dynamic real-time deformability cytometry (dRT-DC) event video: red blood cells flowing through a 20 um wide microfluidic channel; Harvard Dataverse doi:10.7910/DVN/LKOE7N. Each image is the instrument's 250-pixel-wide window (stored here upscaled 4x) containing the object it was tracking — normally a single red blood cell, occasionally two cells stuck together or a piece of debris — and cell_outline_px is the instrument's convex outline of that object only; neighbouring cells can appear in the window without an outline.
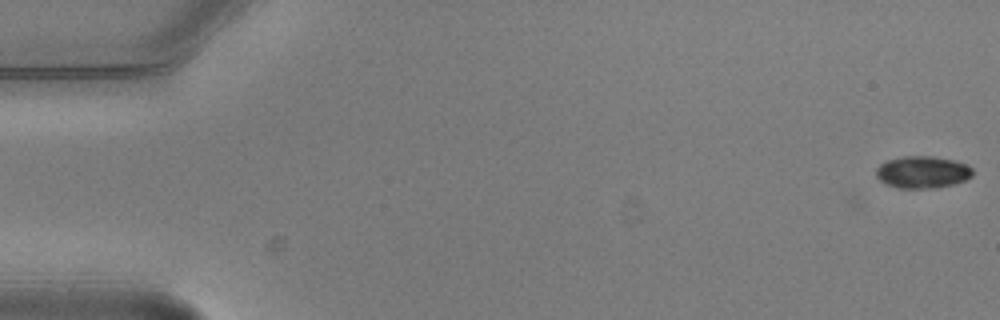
{"species": "common noctule bat (a hibernating species)", "species_latin": "Nyctalus noctula", "temperature_condition": "warm", "stored_images_in_passage": 5, "camera_frame_rate_fps": 3000, "um_per_image_px": 0.085, "animal": {"sex": "male", "body_mass_g": 20.5, "forearm_length_mm": 52.5}, "frame": {"image": 1, "passage_image": 1, "time_ms": 0.0, "image_size_px": [1000, 320], "cell_outline_px": [[972, 176], [964, 180], [952, 184], [936, 188], [900, 188], [888, 184], [880, 180], [876, 176], [876, 168], [880, 164], [888, 160], [904, 156], [932, 156], [956, 160], [968, 164], [972, 168]], "centroid_in_image_um": [78.43, 14.62], "position_along_channel_um": 6.6, "area_um2": 18.03}}
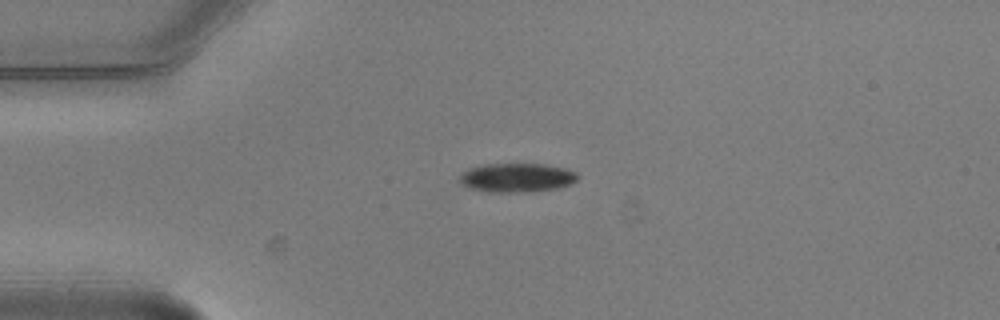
{"frame": {"image": 2, "passage_image": 4, "time_ms": 1.0, "image_size_px": [1000, 320], "cell_outline_px": [[576, 180], [572, 184], [556, 188], [524, 192], [488, 192], [468, 188], [460, 184], [456, 180], [468, 168], [484, 164], [544, 164], [568, 168], [576, 172]], "centroid_in_image_um": [43.88, 15.1], "position_along_channel_um": 41.1, "area_um2": 20.11}}